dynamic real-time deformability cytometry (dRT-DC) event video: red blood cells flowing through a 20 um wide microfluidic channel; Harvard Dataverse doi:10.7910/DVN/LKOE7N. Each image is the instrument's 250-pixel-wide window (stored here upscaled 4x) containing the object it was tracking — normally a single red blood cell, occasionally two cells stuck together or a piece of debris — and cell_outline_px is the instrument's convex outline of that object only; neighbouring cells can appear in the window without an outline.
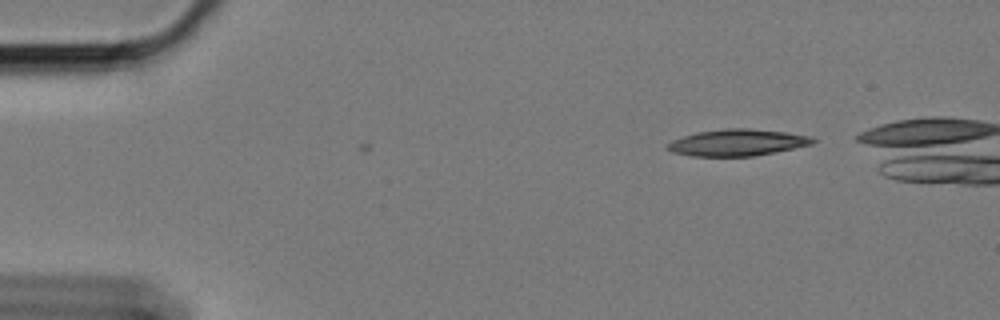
{"species": "Egyptian fruit bat (a non-hibernating species)", "species_latin": "Rousettus aegyptiacus", "temperature_condition": "cold", "stored_images_in_passage": 2, "camera_frame_rate_fps": 3000, "um_per_image_px": 0.085, "animal": {"sex": "female"}, "frame": {"image": 1, "passage_image": 2, "time_ms": 0.333, "image_size_px": [1000, 320], "cell_outline_px": [[816, 140], [812, 144], [776, 152], [752, 156], [692, 156], [672, 152], [664, 148], [672, 140], [696, 132], [724, 128], [748, 128], [788, 132], [812, 136]], "centroid_in_image_um": [62.68, 12.11], "position_along_channel_um": 22.3, "area_um2": 22.66}}